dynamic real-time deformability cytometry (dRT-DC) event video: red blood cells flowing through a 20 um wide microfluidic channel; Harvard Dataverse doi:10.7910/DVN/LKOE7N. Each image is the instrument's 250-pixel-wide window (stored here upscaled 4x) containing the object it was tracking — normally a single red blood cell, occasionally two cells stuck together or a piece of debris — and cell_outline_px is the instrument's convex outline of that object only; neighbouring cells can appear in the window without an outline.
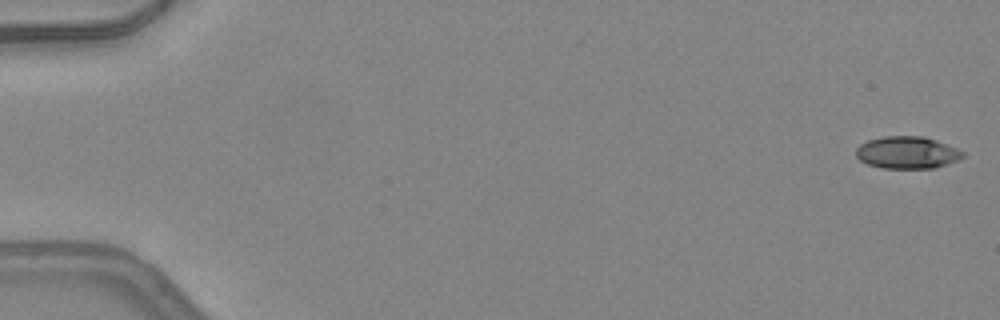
{"species": "common noctule bat (a hibernating species)", "species_latin": "Nyctalus noctula", "temperature_condition": "warm", "stored_images_in_passage": 6, "camera_frame_rate_fps": 3000, "um_per_image_px": 0.085, "animal": {"sex": "female", "body_mass_g": 24.6, "forearm_length_mm": 56.2}, "frame": {"image": 1, "passage_image": 1, "time_ms": 0.0, "image_size_px": [1000, 320], "cell_outline_px": [[964, 156], [956, 160], [932, 168], [880, 168], [868, 164], [860, 160], [856, 156], [856, 148], [860, 144], [868, 140], [884, 136], [924, 136], [936, 140], [956, 148], [964, 152]], "centroid_in_image_um": [77.07, 12.96], "position_along_channel_um": 7.9, "area_um2": 19.88}}